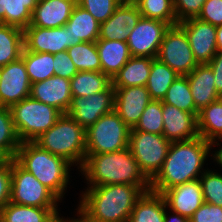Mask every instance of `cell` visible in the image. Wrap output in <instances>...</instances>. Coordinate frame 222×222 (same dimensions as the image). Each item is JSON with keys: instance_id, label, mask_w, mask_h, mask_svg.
I'll list each match as a JSON object with an SVG mask.
<instances>
[{"instance_id": "cell-45", "label": "cell", "mask_w": 222, "mask_h": 222, "mask_svg": "<svg viewBox=\"0 0 222 222\" xmlns=\"http://www.w3.org/2000/svg\"><path fill=\"white\" fill-rule=\"evenodd\" d=\"M11 197V158L0 166V210L10 202Z\"/></svg>"}, {"instance_id": "cell-33", "label": "cell", "mask_w": 222, "mask_h": 222, "mask_svg": "<svg viewBox=\"0 0 222 222\" xmlns=\"http://www.w3.org/2000/svg\"><path fill=\"white\" fill-rule=\"evenodd\" d=\"M21 58L24 60L31 84L49 79L55 75L53 67L54 54L23 49Z\"/></svg>"}, {"instance_id": "cell-30", "label": "cell", "mask_w": 222, "mask_h": 222, "mask_svg": "<svg viewBox=\"0 0 222 222\" xmlns=\"http://www.w3.org/2000/svg\"><path fill=\"white\" fill-rule=\"evenodd\" d=\"M112 80L101 71H78L70 79L72 97H88L106 90Z\"/></svg>"}, {"instance_id": "cell-8", "label": "cell", "mask_w": 222, "mask_h": 222, "mask_svg": "<svg viewBox=\"0 0 222 222\" xmlns=\"http://www.w3.org/2000/svg\"><path fill=\"white\" fill-rule=\"evenodd\" d=\"M171 143L163 135L130 129L128 147L150 181L161 170Z\"/></svg>"}, {"instance_id": "cell-7", "label": "cell", "mask_w": 222, "mask_h": 222, "mask_svg": "<svg viewBox=\"0 0 222 222\" xmlns=\"http://www.w3.org/2000/svg\"><path fill=\"white\" fill-rule=\"evenodd\" d=\"M85 133L86 155L116 152L129 146L130 128L115 111L101 116Z\"/></svg>"}, {"instance_id": "cell-3", "label": "cell", "mask_w": 222, "mask_h": 222, "mask_svg": "<svg viewBox=\"0 0 222 222\" xmlns=\"http://www.w3.org/2000/svg\"><path fill=\"white\" fill-rule=\"evenodd\" d=\"M89 186L109 184L150 185L129 147L111 153L85 155L80 169Z\"/></svg>"}, {"instance_id": "cell-5", "label": "cell", "mask_w": 222, "mask_h": 222, "mask_svg": "<svg viewBox=\"0 0 222 222\" xmlns=\"http://www.w3.org/2000/svg\"><path fill=\"white\" fill-rule=\"evenodd\" d=\"M33 142L73 165L79 164L78 169H81L85 162V129L67 114H63L48 131Z\"/></svg>"}, {"instance_id": "cell-40", "label": "cell", "mask_w": 222, "mask_h": 222, "mask_svg": "<svg viewBox=\"0 0 222 222\" xmlns=\"http://www.w3.org/2000/svg\"><path fill=\"white\" fill-rule=\"evenodd\" d=\"M122 3V0H77L100 24L105 22Z\"/></svg>"}, {"instance_id": "cell-12", "label": "cell", "mask_w": 222, "mask_h": 222, "mask_svg": "<svg viewBox=\"0 0 222 222\" xmlns=\"http://www.w3.org/2000/svg\"><path fill=\"white\" fill-rule=\"evenodd\" d=\"M115 90L112 84L104 91L88 97H72L67 115L85 130L95 124L101 116L114 111Z\"/></svg>"}, {"instance_id": "cell-51", "label": "cell", "mask_w": 222, "mask_h": 222, "mask_svg": "<svg viewBox=\"0 0 222 222\" xmlns=\"http://www.w3.org/2000/svg\"><path fill=\"white\" fill-rule=\"evenodd\" d=\"M48 222H70V219H64L59 216V212L56 213Z\"/></svg>"}, {"instance_id": "cell-41", "label": "cell", "mask_w": 222, "mask_h": 222, "mask_svg": "<svg viewBox=\"0 0 222 222\" xmlns=\"http://www.w3.org/2000/svg\"><path fill=\"white\" fill-rule=\"evenodd\" d=\"M206 0H173L177 22L197 18Z\"/></svg>"}, {"instance_id": "cell-31", "label": "cell", "mask_w": 222, "mask_h": 222, "mask_svg": "<svg viewBox=\"0 0 222 222\" xmlns=\"http://www.w3.org/2000/svg\"><path fill=\"white\" fill-rule=\"evenodd\" d=\"M23 49V30L0 23V68L20 59Z\"/></svg>"}, {"instance_id": "cell-44", "label": "cell", "mask_w": 222, "mask_h": 222, "mask_svg": "<svg viewBox=\"0 0 222 222\" xmlns=\"http://www.w3.org/2000/svg\"><path fill=\"white\" fill-rule=\"evenodd\" d=\"M189 222H222V207L204 202L189 218Z\"/></svg>"}, {"instance_id": "cell-9", "label": "cell", "mask_w": 222, "mask_h": 222, "mask_svg": "<svg viewBox=\"0 0 222 222\" xmlns=\"http://www.w3.org/2000/svg\"><path fill=\"white\" fill-rule=\"evenodd\" d=\"M59 201L32 173L11 159L10 202L24 206L58 208Z\"/></svg>"}, {"instance_id": "cell-37", "label": "cell", "mask_w": 222, "mask_h": 222, "mask_svg": "<svg viewBox=\"0 0 222 222\" xmlns=\"http://www.w3.org/2000/svg\"><path fill=\"white\" fill-rule=\"evenodd\" d=\"M135 3L142 17L161 20L170 26L178 24L173 0H137Z\"/></svg>"}, {"instance_id": "cell-17", "label": "cell", "mask_w": 222, "mask_h": 222, "mask_svg": "<svg viewBox=\"0 0 222 222\" xmlns=\"http://www.w3.org/2000/svg\"><path fill=\"white\" fill-rule=\"evenodd\" d=\"M163 136L173 141H185L199 136L198 114H192L162 102Z\"/></svg>"}, {"instance_id": "cell-32", "label": "cell", "mask_w": 222, "mask_h": 222, "mask_svg": "<svg viewBox=\"0 0 222 222\" xmlns=\"http://www.w3.org/2000/svg\"><path fill=\"white\" fill-rule=\"evenodd\" d=\"M179 75L167 64L157 58L152 60L151 70L146 85L152 100H162L170 85Z\"/></svg>"}, {"instance_id": "cell-49", "label": "cell", "mask_w": 222, "mask_h": 222, "mask_svg": "<svg viewBox=\"0 0 222 222\" xmlns=\"http://www.w3.org/2000/svg\"><path fill=\"white\" fill-rule=\"evenodd\" d=\"M80 215V216H78V218L76 219H74V218H72L71 220H70V222H95V221H93V220H90V219H88L78 208H77V215ZM80 217V218H79Z\"/></svg>"}, {"instance_id": "cell-25", "label": "cell", "mask_w": 222, "mask_h": 222, "mask_svg": "<svg viewBox=\"0 0 222 222\" xmlns=\"http://www.w3.org/2000/svg\"><path fill=\"white\" fill-rule=\"evenodd\" d=\"M153 59L150 57L131 56L128 62L113 77L112 86L114 88L146 86Z\"/></svg>"}, {"instance_id": "cell-53", "label": "cell", "mask_w": 222, "mask_h": 222, "mask_svg": "<svg viewBox=\"0 0 222 222\" xmlns=\"http://www.w3.org/2000/svg\"><path fill=\"white\" fill-rule=\"evenodd\" d=\"M137 0H127V2L135 3Z\"/></svg>"}, {"instance_id": "cell-29", "label": "cell", "mask_w": 222, "mask_h": 222, "mask_svg": "<svg viewBox=\"0 0 222 222\" xmlns=\"http://www.w3.org/2000/svg\"><path fill=\"white\" fill-rule=\"evenodd\" d=\"M57 210V208L24 206L8 202L0 210V222H48L58 213Z\"/></svg>"}, {"instance_id": "cell-16", "label": "cell", "mask_w": 222, "mask_h": 222, "mask_svg": "<svg viewBox=\"0 0 222 222\" xmlns=\"http://www.w3.org/2000/svg\"><path fill=\"white\" fill-rule=\"evenodd\" d=\"M114 90V111L130 129L134 128L152 100L149 91L146 86L114 88Z\"/></svg>"}, {"instance_id": "cell-47", "label": "cell", "mask_w": 222, "mask_h": 222, "mask_svg": "<svg viewBox=\"0 0 222 222\" xmlns=\"http://www.w3.org/2000/svg\"><path fill=\"white\" fill-rule=\"evenodd\" d=\"M173 215L168 216V213L165 209V214H164V222H189V219L186 218L185 216L180 215L179 213L172 212Z\"/></svg>"}, {"instance_id": "cell-2", "label": "cell", "mask_w": 222, "mask_h": 222, "mask_svg": "<svg viewBox=\"0 0 222 222\" xmlns=\"http://www.w3.org/2000/svg\"><path fill=\"white\" fill-rule=\"evenodd\" d=\"M150 185L92 186L82 193L78 209L95 222H128L137 200Z\"/></svg>"}, {"instance_id": "cell-46", "label": "cell", "mask_w": 222, "mask_h": 222, "mask_svg": "<svg viewBox=\"0 0 222 222\" xmlns=\"http://www.w3.org/2000/svg\"><path fill=\"white\" fill-rule=\"evenodd\" d=\"M215 77V87L217 93L222 97V50H218L211 61L208 63Z\"/></svg>"}, {"instance_id": "cell-34", "label": "cell", "mask_w": 222, "mask_h": 222, "mask_svg": "<svg viewBox=\"0 0 222 222\" xmlns=\"http://www.w3.org/2000/svg\"><path fill=\"white\" fill-rule=\"evenodd\" d=\"M78 71H101L96 42H81L67 49Z\"/></svg>"}, {"instance_id": "cell-28", "label": "cell", "mask_w": 222, "mask_h": 222, "mask_svg": "<svg viewBox=\"0 0 222 222\" xmlns=\"http://www.w3.org/2000/svg\"><path fill=\"white\" fill-rule=\"evenodd\" d=\"M37 4L38 0H0V23L24 30Z\"/></svg>"}, {"instance_id": "cell-4", "label": "cell", "mask_w": 222, "mask_h": 222, "mask_svg": "<svg viewBox=\"0 0 222 222\" xmlns=\"http://www.w3.org/2000/svg\"><path fill=\"white\" fill-rule=\"evenodd\" d=\"M14 160L62 200L70 181L68 179L71 163L40 148L34 142L21 143Z\"/></svg>"}, {"instance_id": "cell-43", "label": "cell", "mask_w": 222, "mask_h": 222, "mask_svg": "<svg viewBox=\"0 0 222 222\" xmlns=\"http://www.w3.org/2000/svg\"><path fill=\"white\" fill-rule=\"evenodd\" d=\"M53 67L55 75L65 79H71L78 73L67 51L59 52L54 55Z\"/></svg>"}, {"instance_id": "cell-18", "label": "cell", "mask_w": 222, "mask_h": 222, "mask_svg": "<svg viewBox=\"0 0 222 222\" xmlns=\"http://www.w3.org/2000/svg\"><path fill=\"white\" fill-rule=\"evenodd\" d=\"M141 13L136 3L123 2L114 13L100 24L99 39L127 41L131 29H133Z\"/></svg>"}, {"instance_id": "cell-19", "label": "cell", "mask_w": 222, "mask_h": 222, "mask_svg": "<svg viewBox=\"0 0 222 222\" xmlns=\"http://www.w3.org/2000/svg\"><path fill=\"white\" fill-rule=\"evenodd\" d=\"M30 97L66 114L72 101L70 79L52 76L31 84Z\"/></svg>"}, {"instance_id": "cell-10", "label": "cell", "mask_w": 222, "mask_h": 222, "mask_svg": "<svg viewBox=\"0 0 222 222\" xmlns=\"http://www.w3.org/2000/svg\"><path fill=\"white\" fill-rule=\"evenodd\" d=\"M156 58L167 64L179 76H187L199 65L194 58L186 33L179 24L170 26L166 30Z\"/></svg>"}, {"instance_id": "cell-21", "label": "cell", "mask_w": 222, "mask_h": 222, "mask_svg": "<svg viewBox=\"0 0 222 222\" xmlns=\"http://www.w3.org/2000/svg\"><path fill=\"white\" fill-rule=\"evenodd\" d=\"M77 0L40 1L34 8L29 26L57 28L69 20Z\"/></svg>"}, {"instance_id": "cell-24", "label": "cell", "mask_w": 222, "mask_h": 222, "mask_svg": "<svg viewBox=\"0 0 222 222\" xmlns=\"http://www.w3.org/2000/svg\"><path fill=\"white\" fill-rule=\"evenodd\" d=\"M96 47L99 53L101 72L111 80L131 58L126 41L98 39Z\"/></svg>"}, {"instance_id": "cell-38", "label": "cell", "mask_w": 222, "mask_h": 222, "mask_svg": "<svg viewBox=\"0 0 222 222\" xmlns=\"http://www.w3.org/2000/svg\"><path fill=\"white\" fill-rule=\"evenodd\" d=\"M163 120L162 100H151L134 129L163 135Z\"/></svg>"}, {"instance_id": "cell-11", "label": "cell", "mask_w": 222, "mask_h": 222, "mask_svg": "<svg viewBox=\"0 0 222 222\" xmlns=\"http://www.w3.org/2000/svg\"><path fill=\"white\" fill-rule=\"evenodd\" d=\"M169 27L164 21L141 16L126 41L130 55L156 58Z\"/></svg>"}, {"instance_id": "cell-22", "label": "cell", "mask_w": 222, "mask_h": 222, "mask_svg": "<svg viewBox=\"0 0 222 222\" xmlns=\"http://www.w3.org/2000/svg\"><path fill=\"white\" fill-rule=\"evenodd\" d=\"M187 78L195 103V114H199L204 107L221 98L215 87L213 71L208 64H199Z\"/></svg>"}, {"instance_id": "cell-52", "label": "cell", "mask_w": 222, "mask_h": 222, "mask_svg": "<svg viewBox=\"0 0 222 222\" xmlns=\"http://www.w3.org/2000/svg\"><path fill=\"white\" fill-rule=\"evenodd\" d=\"M9 158L0 150V166H2Z\"/></svg>"}, {"instance_id": "cell-1", "label": "cell", "mask_w": 222, "mask_h": 222, "mask_svg": "<svg viewBox=\"0 0 222 222\" xmlns=\"http://www.w3.org/2000/svg\"><path fill=\"white\" fill-rule=\"evenodd\" d=\"M210 151V142L201 136L185 141H173L161 170L150 181V190L163 194L174 186L198 180L206 171L202 168Z\"/></svg>"}, {"instance_id": "cell-13", "label": "cell", "mask_w": 222, "mask_h": 222, "mask_svg": "<svg viewBox=\"0 0 222 222\" xmlns=\"http://www.w3.org/2000/svg\"><path fill=\"white\" fill-rule=\"evenodd\" d=\"M29 80L22 58L0 68V107L13 104L30 96Z\"/></svg>"}, {"instance_id": "cell-50", "label": "cell", "mask_w": 222, "mask_h": 222, "mask_svg": "<svg viewBox=\"0 0 222 222\" xmlns=\"http://www.w3.org/2000/svg\"><path fill=\"white\" fill-rule=\"evenodd\" d=\"M222 140V138H220ZM214 161L217 162L222 167V148L215 151V154H213Z\"/></svg>"}, {"instance_id": "cell-6", "label": "cell", "mask_w": 222, "mask_h": 222, "mask_svg": "<svg viewBox=\"0 0 222 222\" xmlns=\"http://www.w3.org/2000/svg\"><path fill=\"white\" fill-rule=\"evenodd\" d=\"M21 143L33 142L48 131L63 115L61 111L30 96L10 107Z\"/></svg>"}, {"instance_id": "cell-48", "label": "cell", "mask_w": 222, "mask_h": 222, "mask_svg": "<svg viewBox=\"0 0 222 222\" xmlns=\"http://www.w3.org/2000/svg\"><path fill=\"white\" fill-rule=\"evenodd\" d=\"M216 45L217 50H222V25L216 27Z\"/></svg>"}, {"instance_id": "cell-23", "label": "cell", "mask_w": 222, "mask_h": 222, "mask_svg": "<svg viewBox=\"0 0 222 222\" xmlns=\"http://www.w3.org/2000/svg\"><path fill=\"white\" fill-rule=\"evenodd\" d=\"M64 27L69 31L70 47L81 42H96L99 39L100 23L78 4Z\"/></svg>"}, {"instance_id": "cell-42", "label": "cell", "mask_w": 222, "mask_h": 222, "mask_svg": "<svg viewBox=\"0 0 222 222\" xmlns=\"http://www.w3.org/2000/svg\"><path fill=\"white\" fill-rule=\"evenodd\" d=\"M198 19L215 27L222 25V0H206Z\"/></svg>"}, {"instance_id": "cell-14", "label": "cell", "mask_w": 222, "mask_h": 222, "mask_svg": "<svg viewBox=\"0 0 222 222\" xmlns=\"http://www.w3.org/2000/svg\"><path fill=\"white\" fill-rule=\"evenodd\" d=\"M185 31L198 64H208L216 54V27L198 18L178 23Z\"/></svg>"}, {"instance_id": "cell-35", "label": "cell", "mask_w": 222, "mask_h": 222, "mask_svg": "<svg viewBox=\"0 0 222 222\" xmlns=\"http://www.w3.org/2000/svg\"><path fill=\"white\" fill-rule=\"evenodd\" d=\"M163 103L173 105L178 109L195 114V103L189 86L187 76H178L170 85Z\"/></svg>"}, {"instance_id": "cell-20", "label": "cell", "mask_w": 222, "mask_h": 222, "mask_svg": "<svg viewBox=\"0 0 222 222\" xmlns=\"http://www.w3.org/2000/svg\"><path fill=\"white\" fill-rule=\"evenodd\" d=\"M162 195L169 210L188 219L204 203L199 179L167 189Z\"/></svg>"}, {"instance_id": "cell-26", "label": "cell", "mask_w": 222, "mask_h": 222, "mask_svg": "<svg viewBox=\"0 0 222 222\" xmlns=\"http://www.w3.org/2000/svg\"><path fill=\"white\" fill-rule=\"evenodd\" d=\"M166 208L164 196L149 190L137 200L128 222H164Z\"/></svg>"}, {"instance_id": "cell-39", "label": "cell", "mask_w": 222, "mask_h": 222, "mask_svg": "<svg viewBox=\"0 0 222 222\" xmlns=\"http://www.w3.org/2000/svg\"><path fill=\"white\" fill-rule=\"evenodd\" d=\"M199 180L204 202L222 207V175L207 169Z\"/></svg>"}, {"instance_id": "cell-36", "label": "cell", "mask_w": 222, "mask_h": 222, "mask_svg": "<svg viewBox=\"0 0 222 222\" xmlns=\"http://www.w3.org/2000/svg\"><path fill=\"white\" fill-rule=\"evenodd\" d=\"M20 144L10 108L0 107V150L8 158L14 159Z\"/></svg>"}, {"instance_id": "cell-27", "label": "cell", "mask_w": 222, "mask_h": 222, "mask_svg": "<svg viewBox=\"0 0 222 222\" xmlns=\"http://www.w3.org/2000/svg\"><path fill=\"white\" fill-rule=\"evenodd\" d=\"M197 119L199 136L210 142L211 149L218 146L217 140L222 138V97L199 111Z\"/></svg>"}, {"instance_id": "cell-15", "label": "cell", "mask_w": 222, "mask_h": 222, "mask_svg": "<svg viewBox=\"0 0 222 222\" xmlns=\"http://www.w3.org/2000/svg\"><path fill=\"white\" fill-rule=\"evenodd\" d=\"M24 49L39 53L57 54L70 47L69 31L64 27L41 28L28 26L23 30Z\"/></svg>"}]
</instances>
